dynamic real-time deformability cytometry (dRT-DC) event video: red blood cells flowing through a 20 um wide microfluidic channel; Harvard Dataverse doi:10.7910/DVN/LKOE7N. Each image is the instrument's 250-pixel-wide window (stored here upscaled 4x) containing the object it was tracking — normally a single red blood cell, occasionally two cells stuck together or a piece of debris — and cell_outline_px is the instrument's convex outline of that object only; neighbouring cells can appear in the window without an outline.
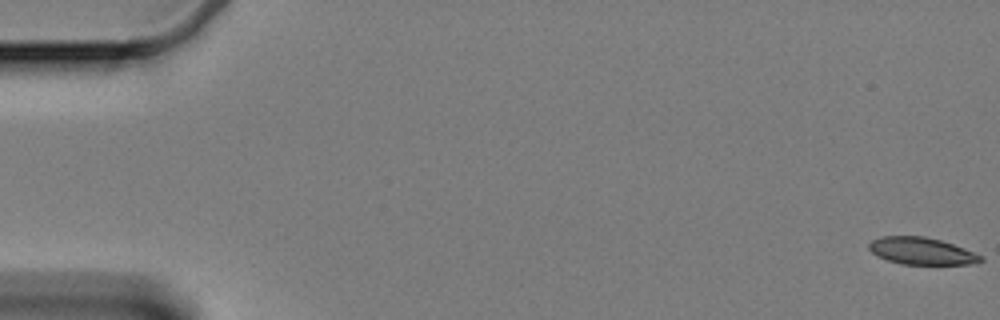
{"species": "Egyptian fruit bat (a non-hibernating species)", "species_latin": "Rousettus aegyptiacus", "temperature_condition": "cold", "stored_images_in_passage": 61, "camera_frame_rate_fps": 3000, "um_per_image_px": 0.085, "animal": {"sex": "female"}, "frame": {"image": 1, "passage_image": 1, "time_ms": 0.0, "image_size_px": [1000, 320], "cell_outline_px": [[984, 260], [976, 264], [900, 264], [876, 256], [868, 248], [868, 244], [872, 240], [880, 236], [924, 236], [940, 240], [964, 248], [984, 256]], "centroid_in_image_um": [78.34, 21.34], "position_along_channel_um": 6.7, "area_um2": 17.74}}
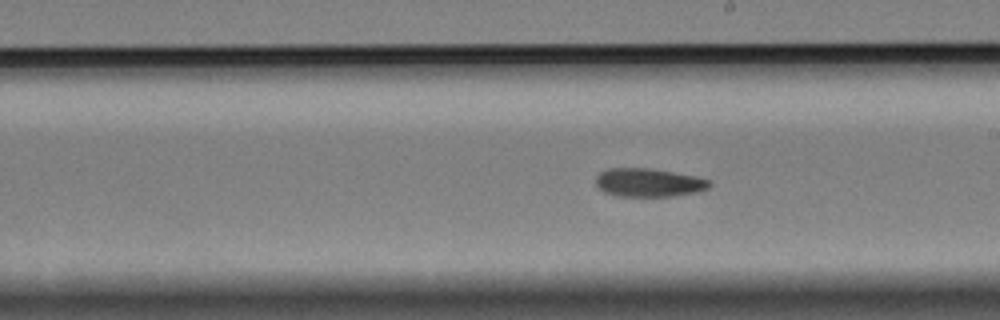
{"frame": {"image": 2, "passage_image": 35, "time_ms": 11.333, "image_size_px": [1000, 320], "cell_outline_px": [[712, 184], [708, 188], [696, 192], [672, 196], [616, 196], [604, 192], [596, 188], [596, 176], [600, 172], [608, 168], [648, 168], [696, 176], [708, 180]], "centroid_in_image_um": [55.09, 15.52], "position_along_channel_um": 233.9, "area_um2": 18.84}}
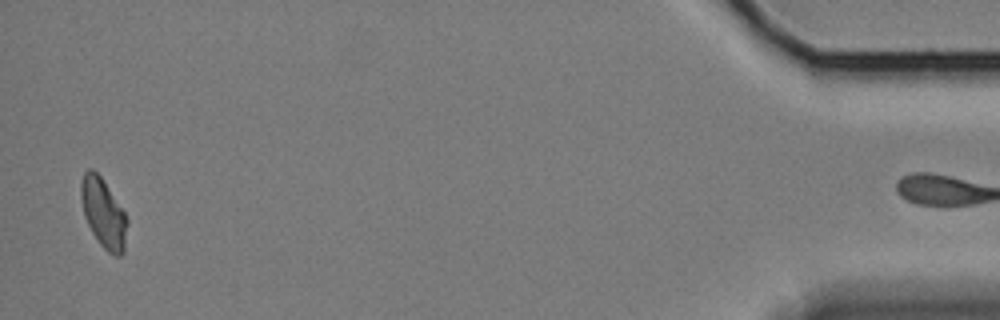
{"frame": {"image": 3, "passage_image": 60, "time_ms": 19.667, "image_size_px": [1000, 320], "cell_outline_px": [[128, 224], [124, 252], [120, 256], [112, 256], [100, 244], [92, 232], [84, 216], [80, 196], [80, 184], [84, 172], [88, 168], [92, 168], [100, 176], [124, 212], [128, 220]], "centroid_in_image_um": [8.79, 18.14], "position_along_channel_um": 426.4, "area_um2": 18.61}, "authors_computed_cell_mechanics": {"area_um2": 19.2474, "velocity_mm_per_s": 3.3106, "shape_relaxation_time_tau1_ms": null, "shape_relaxation_time_tau2_ms": 10.8913, "deformation_change_tau1": null, "deformation_change_tau2": 0.1601}}